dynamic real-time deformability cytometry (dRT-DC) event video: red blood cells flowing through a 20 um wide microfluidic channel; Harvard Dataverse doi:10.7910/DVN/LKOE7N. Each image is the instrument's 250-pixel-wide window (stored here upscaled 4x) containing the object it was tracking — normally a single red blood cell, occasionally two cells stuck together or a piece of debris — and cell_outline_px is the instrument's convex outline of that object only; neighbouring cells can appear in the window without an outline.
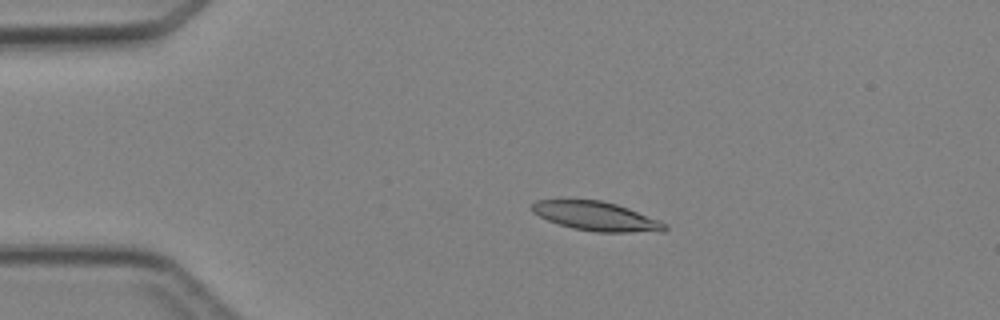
{"species": "Egyptian fruit bat (a non-hibernating species)", "species_latin": "Rousettus aegyptiacus", "temperature_condition": "cold", "stored_images_in_passage": 2, "camera_frame_rate_fps": 3000, "um_per_image_px": 0.085, "animal": {"sex": "female"}, "frame": {"image": 1, "passage_image": 1, "time_ms": 0.0, "image_size_px": [1000, 320], "cell_outline_px": [[668, 228], [664, 232], [596, 232], [572, 228], [548, 220], [532, 212], [532, 204], [536, 200], [600, 200], [616, 204], [628, 208], [660, 220], [668, 224]], "centroid_in_image_um": [50.74, 18.39], "position_along_channel_um": 34.3, "area_um2": 22.48}}